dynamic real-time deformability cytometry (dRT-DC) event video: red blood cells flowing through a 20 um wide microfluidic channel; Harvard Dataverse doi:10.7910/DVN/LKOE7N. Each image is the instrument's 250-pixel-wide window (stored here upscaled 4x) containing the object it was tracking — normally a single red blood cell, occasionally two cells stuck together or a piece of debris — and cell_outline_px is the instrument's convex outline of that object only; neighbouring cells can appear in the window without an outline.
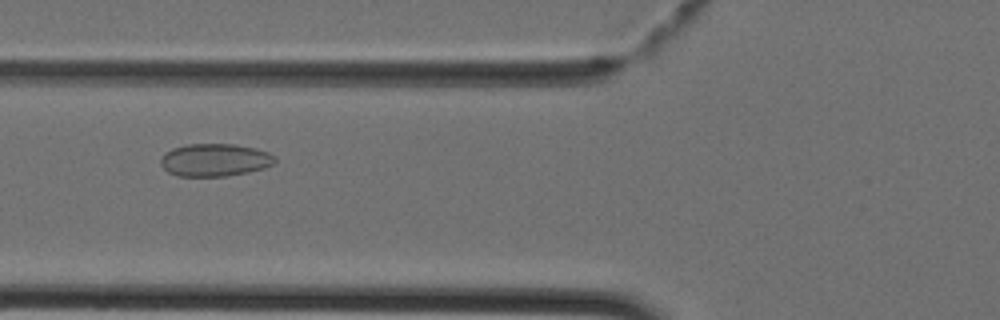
{"species": "Egyptian fruit bat (a non-hibernating species)", "species_latin": "Rousettus aegyptiacus", "temperature_condition": "cold", "stored_images_in_passage": 43, "camera_frame_rate_fps": 3000, "um_per_image_px": 0.085, "animal": {"sex": "female"}, "frame": {"image": 1, "passage_image": 16, "time_ms": 5.0, "image_size_px": [1000, 320], "cell_outline_px": [[276, 160], [272, 164], [264, 168], [248, 172], [228, 176], [176, 176], [168, 172], [160, 164], [160, 160], [164, 152], [172, 148], [188, 144], [232, 144], [256, 148], [268, 152], [276, 156]], "centroid_in_image_um": [18.25, 13.6], "position_along_channel_um": 107.6, "area_um2": 21.91}}
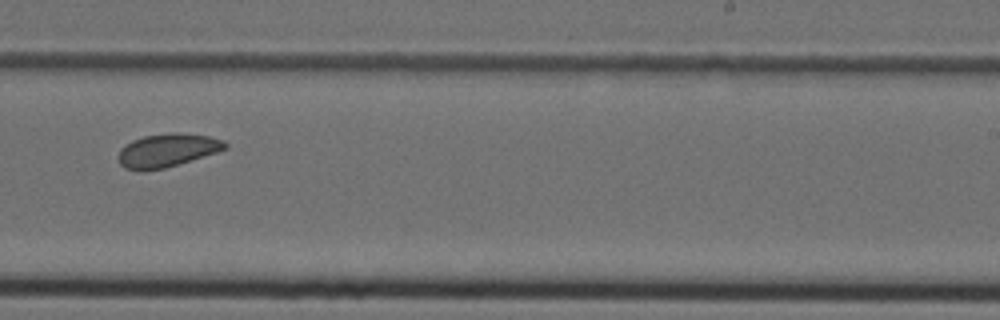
{"frame": {"image": 2, "passage_image": 27, "time_ms": 8.667, "image_size_px": [1000, 320], "cell_outline_px": [[228, 148], [216, 152], [164, 168], [124, 168], [120, 164], [120, 148], [124, 144], [132, 140], [144, 136], [172, 132], [176, 132], [208, 136], [224, 140], [228, 144]], "centroid_in_image_um": [14.25, 12.73], "position_along_channel_um": 274.7, "area_um2": 20.11}}
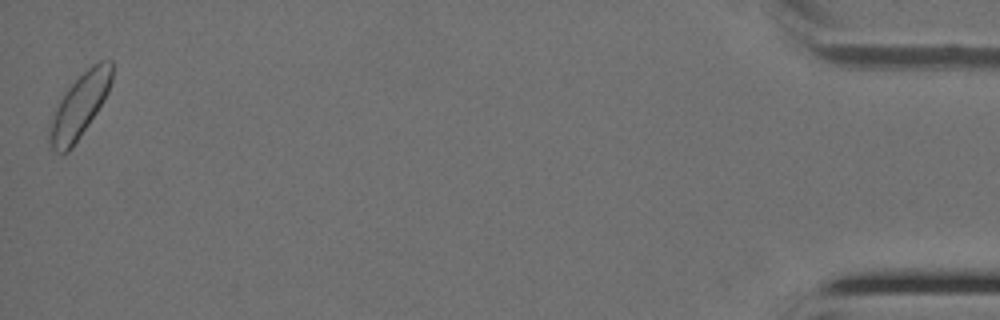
{"frame": {"image": 3, "passage_image": 43, "time_ms": 14.0, "image_size_px": [1000, 320], "cell_outline_px": [[112, 80], [108, 92], [104, 100], [72, 148], [68, 152], [56, 152], [48, 148], [48, 128], [56, 108], [64, 92], [92, 64], [100, 60], [112, 60]], "centroid_in_image_um": [6.74, 9.02], "position_along_channel_um": 428.5, "area_um2": 22.95}}